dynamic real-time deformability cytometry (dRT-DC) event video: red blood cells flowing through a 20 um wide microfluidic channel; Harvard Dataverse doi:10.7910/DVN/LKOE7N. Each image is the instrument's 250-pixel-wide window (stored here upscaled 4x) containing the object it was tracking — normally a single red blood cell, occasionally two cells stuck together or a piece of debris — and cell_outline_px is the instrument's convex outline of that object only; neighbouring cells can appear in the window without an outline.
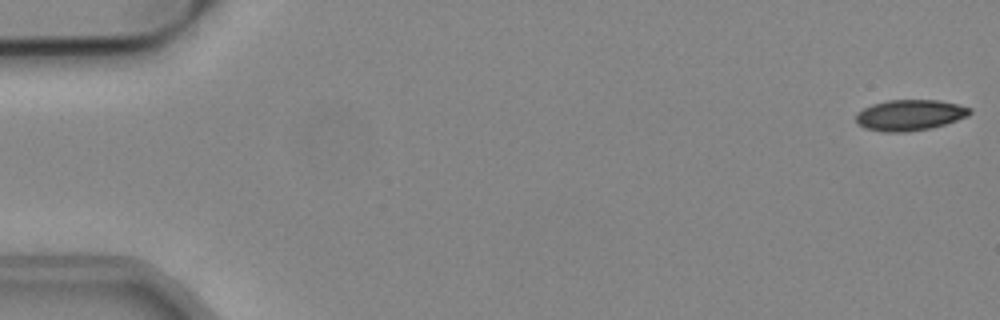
{"species": "common noctule bat (a hibernating species)", "species_latin": "Nyctalus noctula", "temperature_condition": "cold", "stored_images_in_passage": 17, "camera_frame_rate_fps": 3000, "um_per_image_px": 0.085, "animal": {"sex": "male", "body_mass_g": 19.2, "forearm_length_mm": 51.8}, "frame": {"image": 1, "passage_image": 1, "time_ms": 0.0, "image_size_px": [1000, 320], "cell_outline_px": [[972, 112], [968, 116], [932, 128], [908, 132], [880, 132], [864, 128], [856, 124], [856, 112], [872, 104], [888, 100], [940, 100], [972, 108]], "centroid_in_image_um": [77.3, 9.79], "position_along_channel_um": 7.7, "area_um2": 20.69}}